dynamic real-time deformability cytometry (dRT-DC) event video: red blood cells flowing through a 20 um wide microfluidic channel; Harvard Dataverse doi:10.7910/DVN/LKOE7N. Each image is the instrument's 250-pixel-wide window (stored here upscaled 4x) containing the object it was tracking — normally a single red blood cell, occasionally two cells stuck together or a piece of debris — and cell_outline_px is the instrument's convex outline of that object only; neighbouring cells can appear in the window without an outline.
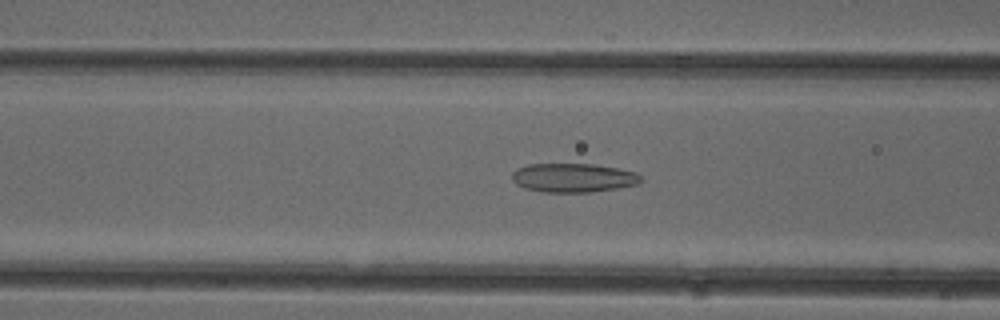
{"species": "common noctule bat (a hibernating species)", "species_latin": "Nyctalus noctula", "temperature_condition": "cold", "stored_images_in_passage": 51, "camera_frame_rate_fps": 3000, "um_per_image_px": 0.085, "animal": {"sex": "female"}, "frame": {"image": 1, "passage_image": 20, "time_ms": 6.333, "image_size_px": [1000, 320], "cell_outline_px": [[644, 180], [636, 184], [616, 188], [592, 192], [544, 192], [524, 188], [516, 184], [512, 180], [512, 172], [516, 168], [528, 164], [596, 164], [636, 172]], "centroid_in_image_um": [48.7, 15.1], "position_along_channel_um": 117.9, "area_um2": 21.79}}
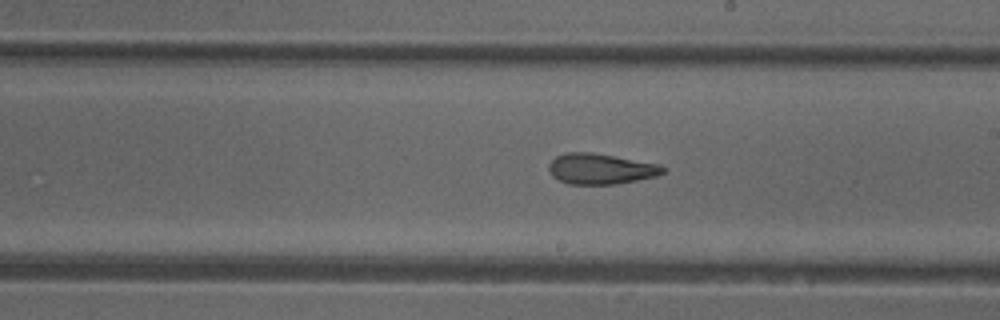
{"frame": {"image": 2, "passage_image": 29, "time_ms": 9.333, "image_size_px": [1000, 320], "cell_outline_px": [[664, 172], [656, 176], [616, 184], [568, 184], [552, 176], [548, 168], [548, 164], [556, 156], [564, 152], [592, 152], [660, 164], [664, 168]], "centroid_in_image_um": [51.03, 14.34], "position_along_channel_um": 238.0, "area_um2": 20.35}}
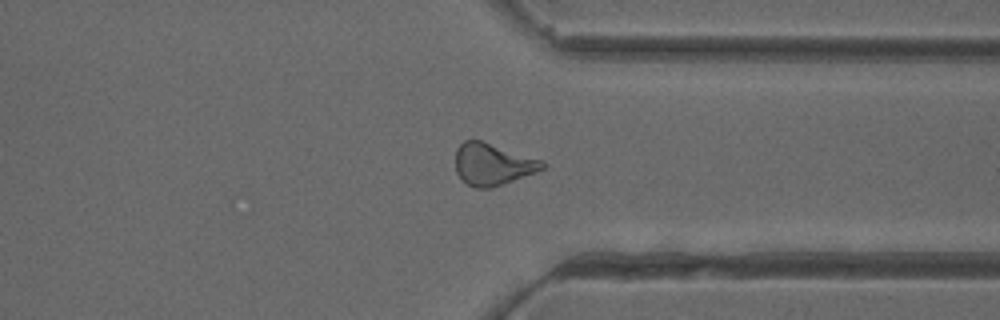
{"frame": {"image": 3, "passage_image": 39, "time_ms": 12.667, "image_size_px": [1000, 320], "cell_outline_px": [[548, 164], [544, 168], [536, 172], [492, 188], [476, 188], [468, 184], [456, 172], [456, 148], [464, 140], [480, 140], [544, 160]], "centroid_in_image_um": [41.9, 13.95], "position_along_channel_um": 369.5, "area_um2": 21.21}, "authors_computed_cell_mechanics": {"area_um2": 21.7906, "velocity_mm_per_s": 4.0053, "shape_relaxation_time_tau1_ms": null, "shape_relaxation_time_tau2_ms": 2.9371, "deformation_change_tau1": null, "deformation_change_tau2": 0.112}}